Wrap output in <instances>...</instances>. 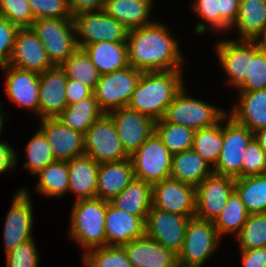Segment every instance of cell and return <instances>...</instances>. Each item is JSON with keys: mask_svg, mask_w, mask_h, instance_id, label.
Wrapping results in <instances>:
<instances>
[{"mask_svg": "<svg viewBox=\"0 0 266 267\" xmlns=\"http://www.w3.org/2000/svg\"><path fill=\"white\" fill-rule=\"evenodd\" d=\"M129 65L142 72L182 70L179 43L165 24L155 22L129 30L127 38Z\"/></svg>", "mask_w": 266, "mask_h": 267, "instance_id": "1", "label": "cell"}, {"mask_svg": "<svg viewBox=\"0 0 266 267\" xmlns=\"http://www.w3.org/2000/svg\"><path fill=\"white\" fill-rule=\"evenodd\" d=\"M181 70L142 72L128 107L161 120L176 94L184 87Z\"/></svg>", "mask_w": 266, "mask_h": 267, "instance_id": "2", "label": "cell"}, {"mask_svg": "<svg viewBox=\"0 0 266 267\" xmlns=\"http://www.w3.org/2000/svg\"><path fill=\"white\" fill-rule=\"evenodd\" d=\"M69 237L84 250L106 246L105 215L107 201L99 198L75 200Z\"/></svg>", "mask_w": 266, "mask_h": 267, "instance_id": "3", "label": "cell"}, {"mask_svg": "<svg viewBox=\"0 0 266 267\" xmlns=\"http://www.w3.org/2000/svg\"><path fill=\"white\" fill-rule=\"evenodd\" d=\"M53 66H61L77 49L73 18H41L32 23Z\"/></svg>", "mask_w": 266, "mask_h": 267, "instance_id": "4", "label": "cell"}, {"mask_svg": "<svg viewBox=\"0 0 266 267\" xmlns=\"http://www.w3.org/2000/svg\"><path fill=\"white\" fill-rule=\"evenodd\" d=\"M220 239L212 221L190 218L182 249L177 255L178 267H202L216 251Z\"/></svg>", "mask_w": 266, "mask_h": 267, "instance_id": "5", "label": "cell"}, {"mask_svg": "<svg viewBox=\"0 0 266 267\" xmlns=\"http://www.w3.org/2000/svg\"><path fill=\"white\" fill-rule=\"evenodd\" d=\"M226 114L221 108L190 97L183 87L167 107L163 119L196 131L217 124Z\"/></svg>", "mask_w": 266, "mask_h": 267, "instance_id": "6", "label": "cell"}, {"mask_svg": "<svg viewBox=\"0 0 266 267\" xmlns=\"http://www.w3.org/2000/svg\"><path fill=\"white\" fill-rule=\"evenodd\" d=\"M142 71L129 65L100 76L93 95L104 113L128 106Z\"/></svg>", "mask_w": 266, "mask_h": 267, "instance_id": "7", "label": "cell"}, {"mask_svg": "<svg viewBox=\"0 0 266 267\" xmlns=\"http://www.w3.org/2000/svg\"><path fill=\"white\" fill-rule=\"evenodd\" d=\"M129 158L135 178L151 186L170 178L172 154L155 132Z\"/></svg>", "mask_w": 266, "mask_h": 267, "instance_id": "8", "label": "cell"}, {"mask_svg": "<svg viewBox=\"0 0 266 267\" xmlns=\"http://www.w3.org/2000/svg\"><path fill=\"white\" fill-rule=\"evenodd\" d=\"M73 22L80 49L97 42H127L129 30L103 10L78 13Z\"/></svg>", "mask_w": 266, "mask_h": 267, "instance_id": "9", "label": "cell"}, {"mask_svg": "<svg viewBox=\"0 0 266 267\" xmlns=\"http://www.w3.org/2000/svg\"><path fill=\"white\" fill-rule=\"evenodd\" d=\"M84 154L98 164L129 158L112 117L104 113L84 134Z\"/></svg>", "mask_w": 266, "mask_h": 267, "instance_id": "10", "label": "cell"}, {"mask_svg": "<svg viewBox=\"0 0 266 267\" xmlns=\"http://www.w3.org/2000/svg\"><path fill=\"white\" fill-rule=\"evenodd\" d=\"M223 145L213 172L241 178L244 151L254 138V132L234 121L228 113L224 116Z\"/></svg>", "mask_w": 266, "mask_h": 267, "instance_id": "11", "label": "cell"}, {"mask_svg": "<svg viewBox=\"0 0 266 267\" xmlns=\"http://www.w3.org/2000/svg\"><path fill=\"white\" fill-rule=\"evenodd\" d=\"M218 61L230 79L240 89L250 75L251 59L260 51L255 40H221L216 47Z\"/></svg>", "mask_w": 266, "mask_h": 267, "instance_id": "12", "label": "cell"}, {"mask_svg": "<svg viewBox=\"0 0 266 267\" xmlns=\"http://www.w3.org/2000/svg\"><path fill=\"white\" fill-rule=\"evenodd\" d=\"M235 178L211 173L195 187V217L214 221L221 213L231 193Z\"/></svg>", "mask_w": 266, "mask_h": 267, "instance_id": "13", "label": "cell"}, {"mask_svg": "<svg viewBox=\"0 0 266 267\" xmlns=\"http://www.w3.org/2000/svg\"><path fill=\"white\" fill-rule=\"evenodd\" d=\"M189 217L151 207L145 220V235L178 255Z\"/></svg>", "mask_w": 266, "mask_h": 267, "instance_id": "14", "label": "cell"}, {"mask_svg": "<svg viewBox=\"0 0 266 267\" xmlns=\"http://www.w3.org/2000/svg\"><path fill=\"white\" fill-rule=\"evenodd\" d=\"M15 194L5 218V253L15 249L19 244L33 237L32 226L34 218L30 193L22 187Z\"/></svg>", "mask_w": 266, "mask_h": 267, "instance_id": "15", "label": "cell"}, {"mask_svg": "<svg viewBox=\"0 0 266 267\" xmlns=\"http://www.w3.org/2000/svg\"><path fill=\"white\" fill-rule=\"evenodd\" d=\"M195 186L167 178L152 186V206L171 213L195 217Z\"/></svg>", "mask_w": 266, "mask_h": 267, "instance_id": "16", "label": "cell"}, {"mask_svg": "<svg viewBox=\"0 0 266 267\" xmlns=\"http://www.w3.org/2000/svg\"><path fill=\"white\" fill-rule=\"evenodd\" d=\"M108 114L112 117L123 149L129 156L155 132L153 119L128 106L113 110Z\"/></svg>", "mask_w": 266, "mask_h": 267, "instance_id": "17", "label": "cell"}, {"mask_svg": "<svg viewBox=\"0 0 266 267\" xmlns=\"http://www.w3.org/2000/svg\"><path fill=\"white\" fill-rule=\"evenodd\" d=\"M8 65L39 74L53 67L43 43L31 28L17 30Z\"/></svg>", "mask_w": 266, "mask_h": 267, "instance_id": "18", "label": "cell"}, {"mask_svg": "<svg viewBox=\"0 0 266 267\" xmlns=\"http://www.w3.org/2000/svg\"><path fill=\"white\" fill-rule=\"evenodd\" d=\"M146 217L129 214L107 201L104 221L106 246L122 247L134 239L145 236Z\"/></svg>", "mask_w": 266, "mask_h": 267, "instance_id": "19", "label": "cell"}, {"mask_svg": "<svg viewBox=\"0 0 266 267\" xmlns=\"http://www.w3.org/2000/svg\"><path fill=\"white\" fill-rule=\"evenodd\" d=\"M39 128L46 136L56 161H70L84 155V135L64 125L58 118L40 119Z\"/></svg>", "mask_w": 266, "mask_h": 267, "instance_id": "20", "label": "cell"}, {"mask_svg": "<svg viewBox=\"0 0 266 267\" xmlns=\"http://www.w3.org/2000/svg\"><path fill=\"white\" fill-rule=\"evenodd\" d=\"M1 69L7 74L5 90L8 98L39 116V73L10 65L1 66Z\"/></svg>", "mask_w": 266, "mask_h": 267, "instance_id": "21", "label": "cell"}, {"mask_svg": "<svg viewBox=\"0 0 266 267\" xmlns=\"http://www.w3.org/2000/svg\"><path fill=\"white\" fill-rule=\"evenodd\" d=\"M67 77L60 66L39 74V116L56 118L67 106L66 103Z\"/></svg>", "mask_w": 266, "mask_h": 267, "instance_id": "22", "label": "cell"}, {"mask_svg": "<svg viewBox=\"0 0 266 267\" xmlns=\"http://www.w3.org/2000/svg\"><path fill=\"white\" fill-rule=\"evenodd\" d=\"M122 247L133 267H178L177 255L146 235Z\"/></svg>", "mask_w": 266, "mask_h": 267, "instance_id": "23", "label": "cell"}, {"mask_svg": "<svg viewBox=\"0 0 266 267\" xmlns=\"http://www.w3.org/2000/svg\"><path fill=\"white\" fill-rule=\"evenodd\" d=\"M99 165L85 154L67 161L69 192L76 200L96 198Z\"/></svg>", "mask_w": 266, "mask_h": 267, "instance_id": "24", "label": "cell"}, {"mask_svg": "<svg viewBox=\"0 0 266 267\" xmlns=\"http://www.w3.org/2000/svg\"><path fill=\"white\" fill-rule=\"evenodd\" d=\"M135 178L130 158L101 163L98 168L96 198L110 201Z\"/></svg>", "mask_w": 266, "mask_h": 267, "instance_id": "25", "label": "cell"}, {"mask_svg": "<svg viewBox=\"0 0 266 267\" xmlns=\"http://www.w3.org/2000/svg\"><path fill=\"white\" fill-rule=\"evenodd\" d=\"M239 92V101L228 115L252 132L266 127V89Z\"/></svg>", "mask_w": 266, "mask_h": 267, "instance_id": "26", "label": "cell"}, {"mask_svg": "<svg viewBox=\"0 0 266 267\" xmlns=\"http://www.w3.org/2000/svg\"><path fill=\"white\" fill-rule=\"evenodd\" d=\"M154 0H106L103 11L122 23L128 30L147 26Z\"/></svg>", "mask_w": 266, "mask_h": 267, "instance_id": "27", "label": "cell"}, {"mask_svg": "<svg viewBox=\"0 0 266 267\" xmlns=\"http://www.w3.org/2000/svg\"><path fill=\"white\" fill-rule=\"evenodd\" d=\"M82 49L101 75L129 66L127 42H97Z\"/></svg>", "mask_w": 266, "mask_h": 267, "instance_id": "28", "label": "cell"}, {"mask_svg": "<svg viewBox=\"0 0 266 267\" xmlns=\"http://www.w3.org/2000/svg\"><path fill=\"white\" fill-rule=\"evenodd\" d=\"M210 167L195 150H185L172 155L170 178L196 187L213 173Z\"/></svg>", "mask_w": 266, "mask_h": 267, "instance_id": "29", "label": "cell"}, {"mask_svg": "<svg viewBox=\"0 0 266 267\" xmlns=\"http://www.w3.org/2000/svg\"><path fill=\"white\" fill-rule=\"evenodd\" d=\"M109 202L129 214L147 216L152 207V186L141 179L134 178Z\"/></svg>", "mask_w": 266, "mask_h": 267, "instance_id": "30", "label": "cell"}, {"mask_svg": "<svg viewBox=\"0 0 266 267\" xmlns=\"http://www.w3.org/2000/svg\"><path fill=\"white\" fill-rule=\"evenodd\" d=\"M239 40H255L266 28V0H240L235 23Z\"/></svg>", "mask_w": 266, "mask_h": 267, "instance_id": "31", "label": "cell"}, {"mask_svg": "<svg viewBox=\"0 0 266 267\" xmlns=\"http://www.w3.org/2000/svg\"><path fill=\"white\" fill-rule=\"evenodd\" d=\"M104 112L100 109L94 95L70 104L56 117L64 125L83 135Z\"/></svg>", "mask_w": 266, "mask_h": 267, "instance_id": "32", "label": "cell"}, {"mask_svg": "<svg viewBox=\"0 0 266 267\" xmlns=\"http://www.w3.org/2000/svg\"><path fill=\"white\" fill-rule=\"evenodd\" d=\"M234 190L249 214L266 213V173L235 178Z\"/></svg>", "mask_w": 266, "mask_h": 267, "instance_id": "33", "label": "cell"}, {"mask_svg": "<svg viewBox=\"0 0 266 267\" xmlns=\"http://www.w3.org/2000/svg\"><path fill=\"white\" fill-rule=\"evenodd\" d=\"M224 117L213 126L195 131L192 149L195 150L212 168L218 162L223 145ZM222 123V124H221Z\"/></svg>", "mask_w": 266, "mask_h": 267, "instance_id": "34", "label": "cell"}, {"mask_svg": "<svg viewBox=\"0 0 266 267\" xmlns=\"http://www.w3.org/2000/svg\"><path fill=\"white\" fill-rule=\"evenodd\" d=\"M36 185L37 192L46 197H61L69 192L68 168L66 161H55L40 170Z\"/></svg>", "mask_w": 266, "mask_h": 267, "instance_id": "35", "label": "cell"}, {"mask_svg": "<svg viewBox=\"0 0 266 267\" xmlns=\"http://www.w3.org/2000/svg\"><path fill=\"white\" fill-rule=\"evenodd\" d=\"M248 216L249 213L244 207V203L234 190L221 213L213 221V225L220 237L231 232L238 235L247 221Z\"/></svg>", "mask_w": 266, "mask_h": 267, "instance_id": "36", "label": "cell"}, {"mask_svg": "<svg viewBox=\"0 0 266 267\" xmlns=\"http://www.w3.org/2000/svg\"><path fill=\"white\" fill-rule=\"evenodd\" d=\"M155 133L172 155L192 149L195 130L191 128L166 122L162 118L155 122Z\"/></svg>", "mask_w": 266, "mask_h": 267, "instance_id": "37", "label": "cell"}, {"mask_svg": "<svg viewBox=\"0 0 266 267\" xmlns=\"http://www.w3.org/2000/svg\"><path fill=\"white\" fill-rule=\"evenodd\" d=\"M67 79L80 81L95 89L101 74L83 49L78 48L61 66Z\"/></svg>", "mask_w": 266, "mask_h": 267, "instance_id": "38", "label": "cell"}, {"mask_svg": "<svg viewBox=\"0 0 266 267\" xmlns=\"http://www.w3.org/2000/svg\"><path fill=\"white\" fill-rule=\"evenodd\" d=\"M24 167L32 174H37L48 164L56 161L52 148L44 133L39 129L26 147Z\"/></svg>", "mask_w": 266, "mask_h": 267, "instance_id": "39", "label": "cell"}, {"mask_svg": "<svg viewBox=\"0 0 266 267\" xmlns=\"http://www.w3.org/2000/svg\"><path fill=\"white\" fill-rule=\"evenodd\" d=\"M85 267H133L123 247L103 246L86 251Z\"/></svg>", "mask_w": 266, "mask_h": 267, "instance_id": "40", "label": "cell"}, {"mask_svg": "<svg viewBox=\"0 0 266 267\" xmlns=\"http://www.w3.org/2000/svg\"><path fill=\"white\" fill-rule=\"evenodd\" d=\"M236 237L239 242V250L266 247V213L249 214Z\"/></svg>", "mask_w": 266, "mask_h": 267, "instance_id": "41", "label": "cell"}, {"mask_svg": "<svg viewBox=\"0 0 266 267\" xmlns=\"http://www.w3.org/2000/svg\"><path fill=\"white\" fill-rule=\"evenodd\" d=\"M0 16L18 29L31 28L35 21L28 0H0Z\"/></svg>", "mask_w": 266, "mask_h": 267, "instance_id": "42", "label": "cell"}, {"mask_svg": "<svg viewBox=\"0 0 266 267\" xmlns=\"http://www.w3.org/2000/svg\"><path fill=\"white\" fill-rule=\"evenodd\" d=\"M34 19L73 18L70 0H28Z\"/></svg>", "mask_w": 266, "mask_h": 267, "instance_id": "43", "label": "cell"}, {"mask_svg": "<svg viewBox=\"0 0 266 267\" xmlns=\"http://www.w3.org/2000/svg\"><path fill=\"white\" fill-rule=\"evenodd\" d=\"M266 152L253 138L244 151L241 177L265 174Z\"/></svg>", "mask_w": 266, "mask_h": 267, "instance_id": "44", "label": "cell"}, {"mask_svg": "<svg viewBox=\"0 0 266 267\" xmlns=\"http://www.w3.org/2000/svg\"><path fill=\"white\" fill-rule=\"evenodd\" d=\"M39 254L32 239L6 253V267H37Z\"/></svg>", "mask_w": 266, "mask_h": 267, "instance_id": "45", "label": "cell"}, {"mask_svg": "<svg viewBox=\"0 0 266 267\" xmlns=\"http://www.w3.org/2000/svg\"><path fill=\"white\" fill-rule=\"evenodd\" d=\"M193 9L210 27L220 30L231 29V26L220 16L218 0H194Z\"/></svg>", "mask_w": 266, "mask_h": 267, "instance_id": "46", "label": "cell"}, {"mask_svg": "<svg viewBox=\"0 0 266 267\" xmlns=\"http://www.w3.org/2000/svg\"><path fill=\"white\" fill-rule=\"evenodd\" d=\"M266 89V54L259 51L251 59L250 75L238 91H256Z\"/></svg>", "mask_w": 266, "mask_h": 267, "instance_id": "47", "label": "cell"}, {"mask_svg": "<svg viewBox=\"0 0 266 267\" xmlns=\"http://www.w3.org/2000/svg\"><path fill=\"white\" fill-rule=\"evenodd\" d=\"M18 28L0 16V67L9 64Z\"/></svg>", "mask_w": 266, "mask_h": 267, "instance_id": "48", "label": "cell"}, {"mask_svg": "<svg viewBox=\"0 0 266 267\" xmlns=\"http://www.w3.org/2000/svg\"><path fill=\"white\" fill-rule=\"evenodd\" d=\"M65 93L66 103L68 106L70 104L77 103L82 99L90 97L93 94V90L82 84L80 81L67 79Z\"/></svg>", "mask_w": 266, "mask_h": 267, "instance_id": "49", "label": "cell"}, {"mask_svg": "<svg viewBox=\"0 0 266 267\" xmlns=\"http://www.w3.org/2000/svg\"><path fill=\"white\" fill-rule=\"evenodd\" d=\"M243 267H266V247L240 250Z\"/></svg>", "mask_w": 266, "mask_h": 267, "instance_id": "50", "label": "cell"}, {"mask_svg": "<svg viewBox=\"0 0 266 267\" xmlns=\"http://www.w3.org/2000/svg\"><path fill=\"white\" fill-rule=\"evenodd\" d=\"M240 0H218L220 16L232 26L238 16Z\"/></svg>", "mask_w": 266, "mask_h": 267, "instance_id": "51", "label": "cell"}, {"mask_svg": "<svg viewBox=\"0 0 266 267\" xmlns=\"http://www.w3.org/2000/svg\"><path fill=\"white\" fill-rule=\"evenodd\" d=\"M106 0H70L73 16L81 12L102 11Z\"/></svg>", "mask_w": 266, "mask_h": 267, "instance_id": "52", "label": "cell"}, {"mask_svg": "<svg viewBox=\"0 0 266 267\" xmlns=\"http://www.w3.org/2000/svg\"><path fill=\"white\" fill-rule=\"evenodd\" d=\"M17 162L15 150L4 141H0V174L11 170Z\"/></svg>", "mask_w": 266, "mask_h": 267, "instance_id": "53", "label": "cell"}, {"mask_svg": "<svg viewBox=\"0 0 266 267\" xmlns=\"http://www.w3.org/2000/svg\"><path fill=\"white\" fill-rule=\"evenodd\" d=\"M254 139L266 152V127L260 128L254 132Z\"/></svg>", "mask_w": 266, "mask_h": 267, "instance_id": "54", "label": "cell"}, {"mask_svg": "<svg viewBox=\"0 0 266 267\" xmlns=\"http://www.w3.org/2000/svg\"><path fill=\"white\" fill-rule=\"evenodd\" d=\"M261 51L266 54V28L261 34L255 39Z\"/></svg>", "mask_w": 266, "mask_h": 267, "instance_id": "55", "label": "cell"}, {"mask_svg": "<svg viewBox=\"0 0 266 267\" xmlns=\"http://www.w3.org/2000/svg\"><path fill=\"white\" fill-rule=\"evenodd\" d=\"M0 109H1V103H0ZM6 119H9V118H4V116H3V113H2V111L0 110V134H1V132H2V128H3V124H4V122L6 121Z\"/></svg>", "mask_w": 266, "mask_h": 267, "instance_id": "56", "label": "cell"}]
</instances>
